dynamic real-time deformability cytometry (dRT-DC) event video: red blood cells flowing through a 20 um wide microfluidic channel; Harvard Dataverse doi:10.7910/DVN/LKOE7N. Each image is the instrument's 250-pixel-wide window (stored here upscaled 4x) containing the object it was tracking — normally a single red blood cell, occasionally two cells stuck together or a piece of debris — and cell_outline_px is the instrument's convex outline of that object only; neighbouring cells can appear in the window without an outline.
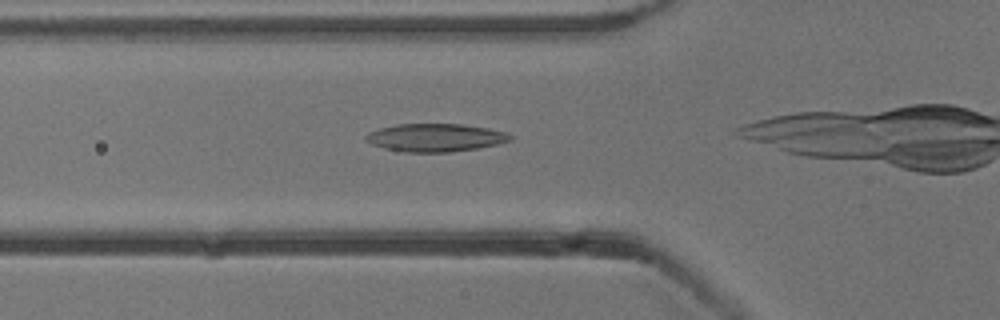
{"species": "common noctule bat (a hibernating species)", "species_latin": "Nyctalus noctula", "temperature_condition": "cold", "stored_images_in_passage": 18, "camera_frame_rate_fps": 3000, "um_per_image_px": 0.085, "animal": {"sex": "male", "body_mass_g": 13.3}, "frame": {"image": 1, "passage_image": 11, "time_ms": 3.333, "image_size_px": [1000, 320], "cell_outline_px": [[512, 136], [508, 140], [496, 144], [476, 148], [448, 152], [404, 152], [384, 148], [372, 144], [364, 140], [364, 136], [368, 132], [380, 128], [396, 124], [464, 124], [488, 128], [504, 132]], "centroid_in_image_um": [36.93, 11.69], "position_along_channel_um": 88.9, "area_um2": 23.35}}
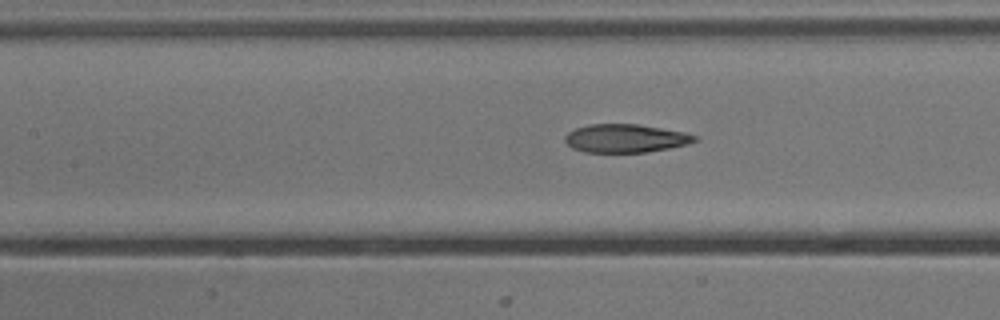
{"frame": {"image": 2, "passage_image": 16, "time_ms": 5.0, "image_size_px": [1000, 320], "cell_outline_px": [[696, 140], [688, 144], [648, 152], [584, 152], [572, 148], [564, 140], [564, 136], [568, 132], [576, 128], [588, 124], [636, 124], [684, 132], [696, 136]], "centroid_in_image_um": [53.12, 11.76], "position_along_channel_um": 154.3, "area_um2": 21.27}}